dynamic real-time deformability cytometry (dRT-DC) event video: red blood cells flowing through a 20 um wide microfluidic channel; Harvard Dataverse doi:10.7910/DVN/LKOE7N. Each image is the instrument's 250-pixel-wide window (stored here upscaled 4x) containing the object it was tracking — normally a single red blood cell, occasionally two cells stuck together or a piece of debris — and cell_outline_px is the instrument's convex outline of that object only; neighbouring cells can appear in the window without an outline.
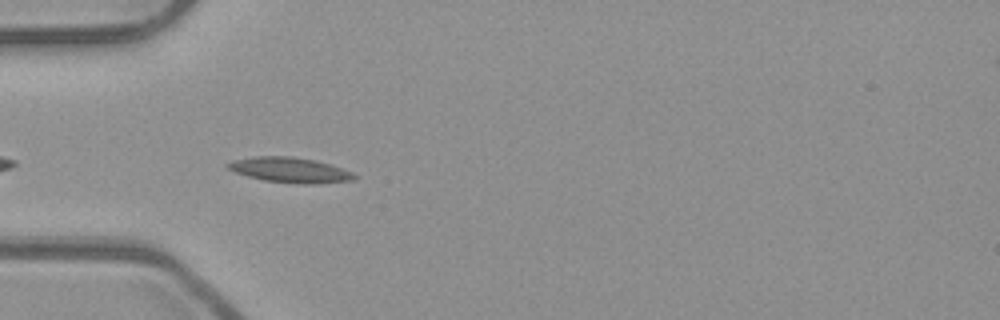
{"species": "common noctule bat (a hibernating species)", "species_latin": "Nyctalus noctula", "temperature_condition": "room temperature", "stored_images_in_passage": 32, "camera_frame_rate_fps": 3000, "um_per_image_px": 0.085, "animal": {"sex": "male", "body_mass_g": 23.1, "forearm_length_mm": 52.7}, "frame": {"image": 1, "passage_image": 4, "time_ms": 1.0, "image_size_px": [1000, 320], "cell_outline_px": [[356, 176], [352, 180], [312, 184], [304, 184], [264, 180], [248, 176], [236, 172], [228, 168], [224, 164], [232, 160], [256, 156], [292, 156], [316, 160], [352, 172]], "centroid_in_image_um": [24.6, 14.44], "position_along_channel_um": 60.4, "area_um2": 18.32}}
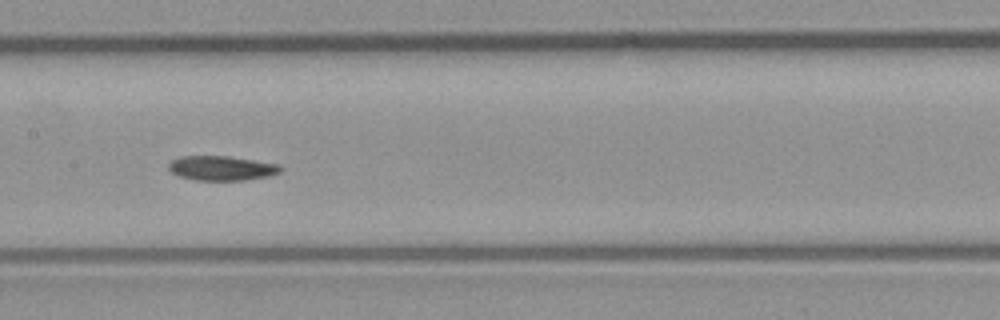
{"frame": {"image": 2, "passage_image": 14, "time_ms": 4.333, "image_size_px": [1000, 320], "cell_outline_px": [[284, 168], [280, 172], [268, 176], [244, 180], [196, 180], [180, 176], [172, 172], [168, 168], [168, 164], [172, 160], [180, 156], [228, 156], [280, 164]], "centroid_in_image_um": [18.86, 14.28], "position_along_channel_um": 188.5, "area_um2": 16.01}}
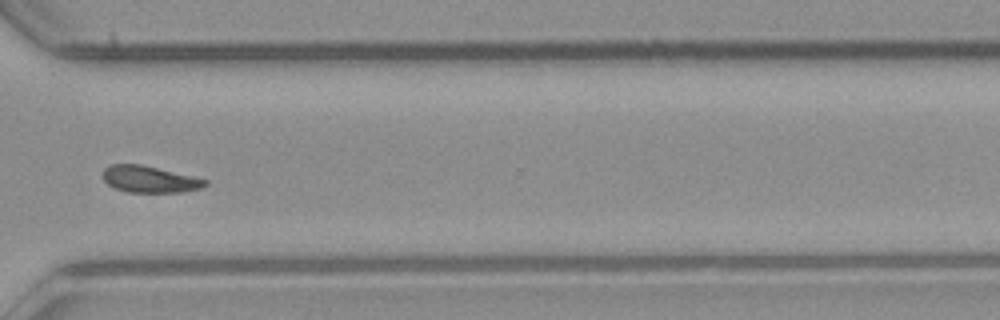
{"frame": {"image": 3, "passage_image": 27, "time_ms": 8.667, "image_size_px": [1000, 320], "cell_outline_px": [[208, 184], [200, 188], [180, 192], [128, 192], [116, 188], [108, 184], [104, 180], [104, 168], [108, 164], [140, 164], [192, 176], [208, 180]], "centroid_in_image_um": [12.7, 15.23], "position_along_channel_um": 357.9, "area_um2": 15.66}, "authors_computed_cell_mechanics": {"area_um2": 16.6753, "velocity_mm_per_s": 3.9122, "shape_relaxation_time_tau1_ms": 11.1117, "shape_relaxation_time_tau2_ms": null, "deformation_change_tau1": 0.1886, "deformation_change_tau2": null}}